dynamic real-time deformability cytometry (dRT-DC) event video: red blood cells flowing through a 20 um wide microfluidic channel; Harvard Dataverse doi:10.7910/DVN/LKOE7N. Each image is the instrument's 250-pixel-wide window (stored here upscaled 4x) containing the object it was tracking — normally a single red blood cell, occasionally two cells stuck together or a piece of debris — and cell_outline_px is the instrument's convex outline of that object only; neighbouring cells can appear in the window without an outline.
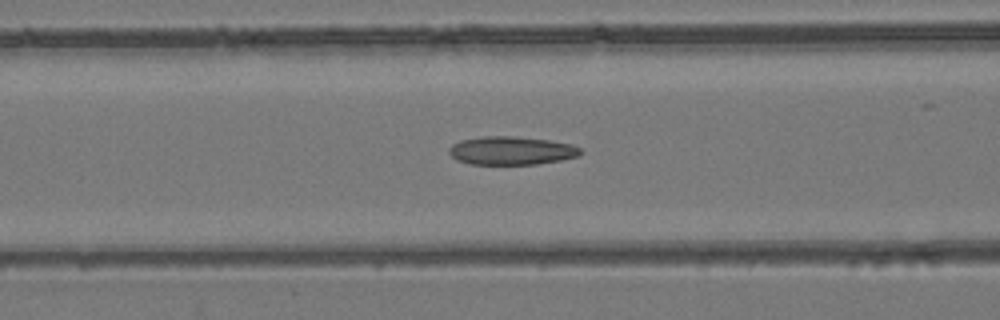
{"species": "common noctule bat (a hibernating species)", "species_latin": "Nyctalus noctula", "temperature_condition": "room temperature", "stored_images_in_passage": 53, "camera_frame_rate_fps": 3000, "um_per_image_px": 0.085, "animal": {"sex": "female", "body_mass_g": 24.6, "forearm_length_mm": 56.2}, "frame": {"image": 1, "passage_image": 23, "time_ms": 7.333, "image_size_px": [1000, 320], "cell_outline_px": [[584, 152], [580, 156], [560, 160], [536, 164], [472, 164], [456, 160], [448, 152], [448, 148], [452, 144], [460, 140], [484, 136], [512, 136], [548, 140], [572, 144], [580, 148]], "centroid_in_image_um": [43.47, 12.8], "position_along_channel_um": 123.1, "area_um2": 21.79}}
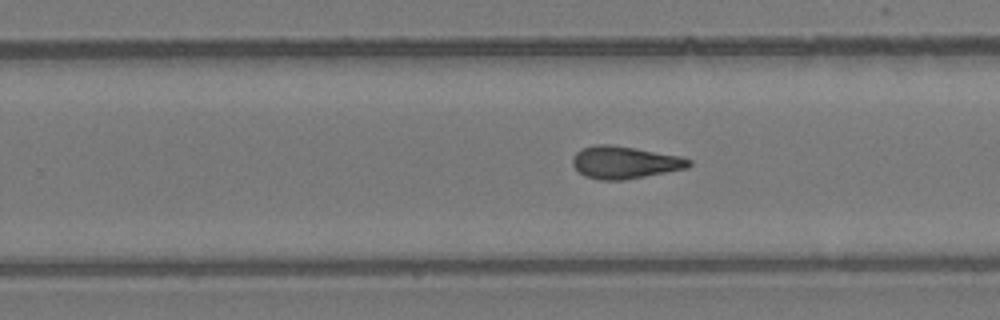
{"frame": {"image": 2, "passage_image": 35, "time_ms": 11.333, "image_size_px": [1000, 320], "cell_outline_px": [[692, 164], [688, 168], [624, 180], [600, 180], [584, 176], [572, 164], [572, 160], [576, 152], [580, 148], [596, 144], [608, 144], [636, 148], [680, 156], [692, 160]], "centroid_in_image_um": [53.1, 13.8], "position_along_channel_um": 276.7, "area_um2": 22.02}}
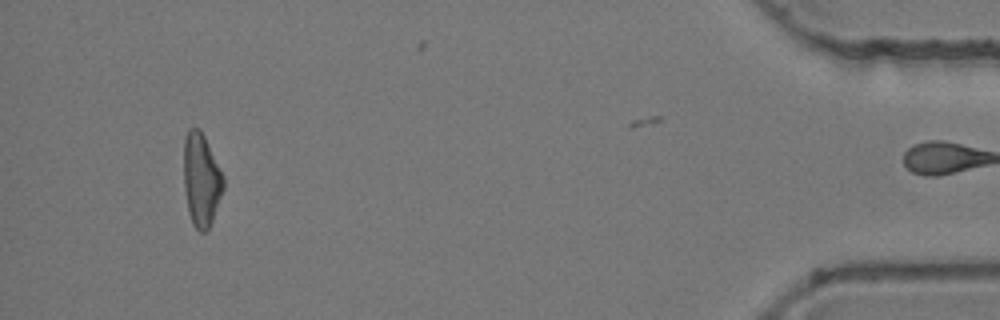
{"frame": {"image": 3, "passage_image": 52, "time_ms": 17.0, "image_size_px": [1000, 320], "cell_outline_px": [[224, 188], [212, 220], [208, 228], [204, 232], [200, 232], [192, 224], [188, 212], [184, 188], [184, 140], [188, 128], [200, 128], [224, 176]], "centroid_in_image_um": [17.1, 15.27], "position_along_channel_um": 418.1, "area_um2": 21.44}, "authors_computed_cell_mechanics": {"area_um2": 21.7906, "velocity_mm_per_s": 3.8489, "shape_relaxation_time_tau1_ms": null, "shape_relaxation_time_tau2_ms": 3.2947, "deformation_change_tau1": null, "deformation_change_tau2": 0.1123}}